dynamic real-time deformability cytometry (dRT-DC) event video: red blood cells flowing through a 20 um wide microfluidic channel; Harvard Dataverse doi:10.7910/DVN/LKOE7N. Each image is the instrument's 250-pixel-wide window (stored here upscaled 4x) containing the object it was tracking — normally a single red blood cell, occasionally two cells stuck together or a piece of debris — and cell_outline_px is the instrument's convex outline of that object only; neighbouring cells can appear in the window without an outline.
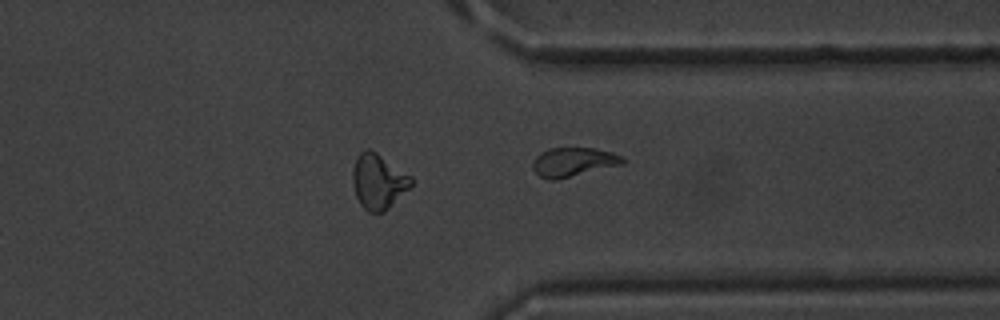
{"species": "common noctule bat (a hibernating species)", "species_latin": "Nyctalus noctula", "temperature_condition": "warm", "stored_images_in_passage": 42, "camera_frame_rate_fps": 3000, "um_per_image_px": 0.085, "animal": {"sex": "male", "body_mass_g": 20.1, "forearm_length_mm": 53.5}, "frame": {"image": 1, "passage_image": 42, "time_ms": 13.667, "image_size_px": [1000, 320], "cell_outline_px": [[624, 164], [556, 180], [548, 180], [540, 176], [532, 168], [532, 164], [536, 156], [540, 152], [548, 148], [592, 148], [612, 152], [620, 156], [624, 160]], "centroid_in_image_um": [48.71, 13.77], "position_along_channel_um": 362.7, "area_um2": 15.2}}